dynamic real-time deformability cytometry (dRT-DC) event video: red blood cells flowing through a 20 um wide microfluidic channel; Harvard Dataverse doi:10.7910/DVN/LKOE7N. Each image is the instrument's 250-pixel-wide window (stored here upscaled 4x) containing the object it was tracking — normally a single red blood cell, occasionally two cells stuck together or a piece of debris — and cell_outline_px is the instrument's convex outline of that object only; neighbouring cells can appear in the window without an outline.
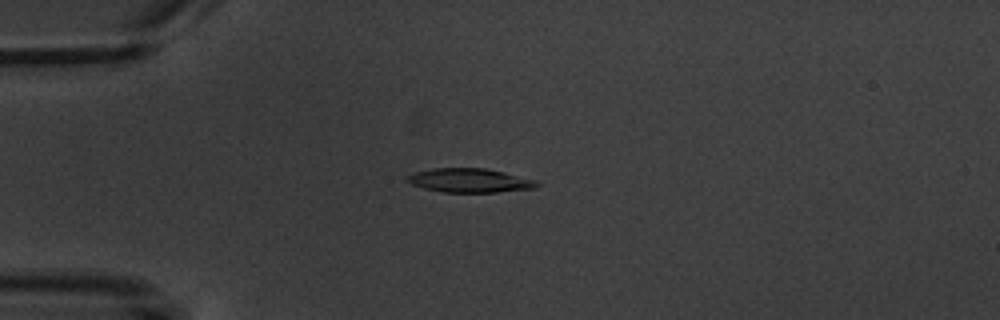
{"species": "common noctule bat (a hibernating species)", "species_latin": "Nyctalus noctula", "temperature_condition": "warm", "stored_images_in_passage": 9, "camera_frame_rate_fps": 3000, "um_per_image_px": 0.085, "animal": {"sex": "male", "body_mass_g": 20.1, "forearm_length_mm": 53.5}, "frame": {"image": 1, "passage_image": 4, "time_ms": 3.667, "image_size_px": [1000, 320], "cell_outline_px": [[540, 184], [536, 188], [496, 192], [444, 192], [424, 188], [412, 184], [404, 180], [404, 176], [416, 172], [432, 168], [484, 168], [504, 172], [536, 180]], "centroid_in_image_um": [39.9, 15.33], "position_along_channel_um": 45.1, "area_um2": 18.15}}
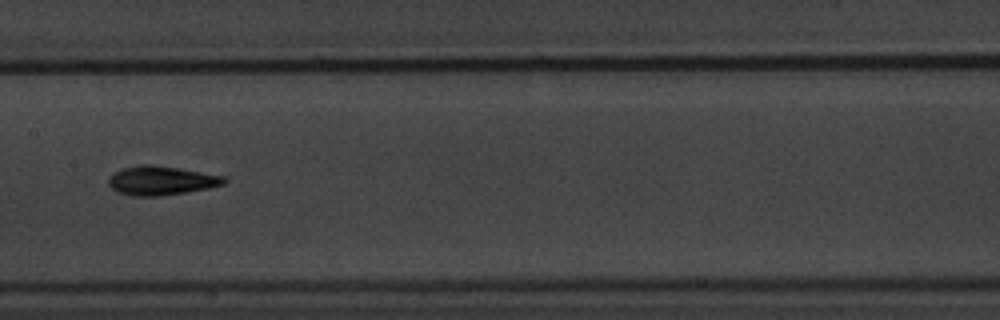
{"frame": {"image": 2, "passage_image": 8, "time_ms": 8.333, "image_size_px": [1000, 320], "cell_outline_px": [[228, 180], [224, 184], [208, 188], [160, 196], [132, 196], [116, 192], [108, 184], [108, 180], [116, 172], [124, 168], [140, 164], [152, 164], [180, 168], [224, 176]], "centroid_in_image_um": [13.71, 15.35], "position_along_channel_um": 193.7, "area_um2": 19.48}}